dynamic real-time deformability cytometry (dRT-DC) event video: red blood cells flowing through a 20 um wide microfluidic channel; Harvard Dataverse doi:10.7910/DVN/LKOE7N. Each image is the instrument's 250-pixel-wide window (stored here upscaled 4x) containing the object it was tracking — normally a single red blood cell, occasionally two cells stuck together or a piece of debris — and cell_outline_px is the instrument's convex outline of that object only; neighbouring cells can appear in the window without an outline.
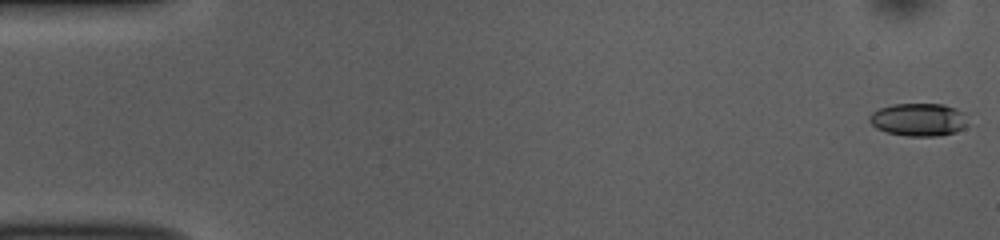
{"species": "common noctule bat (a hibernating species)", "species_latin": "Nyctalus noctula", "temperature_condition": "room temperature", "stored_images_in_passage": 53, "camera_frame_rate_fps": 3000, "um_per_image_px": 0.085, "animal": {"sex": "female", "body_mass_g": 10.0, "forearm_length_mm": 53.1}, "frame": {"image": 1, "passage_image": 1, "time_ms": 0.0, "image_size_px": [1000, 240], "cell_outline_px": [[968, 124], [964, 128], [956, 132], [940, 136], [908, 136], [888, 132], [876, 128], [868, 120], [868, 116], [872, 112], [880, 108], [892, 104], [944, 104], [956, 108], [960, 112]], "centroid_in_image_um": [78.06, 10.17], "position_along_channel_um": 6.9, "area_um2": 18.79}}
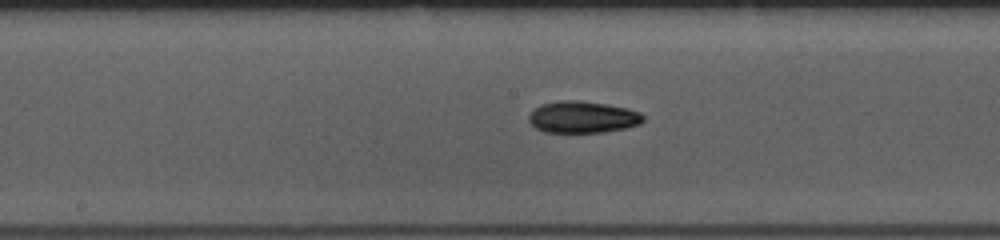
{"frame": {"image": 2, "passage_image": 27, "time_ms": 8.667, "image_size_px": [1000, 240], "cell_outline_px": [[644, 120], [640, 124], [628, 128], [604, 132], [544, 132], [536, 128], [528, 120], [528, 116], [540, 104], [560, 100], [580, 100], [628, 108], [640, 112], [644, 116]], "centroid_in_image_um": [49.55, 9.95], "position_along_channel_um": 198.7, "area_um2": 21.27}}
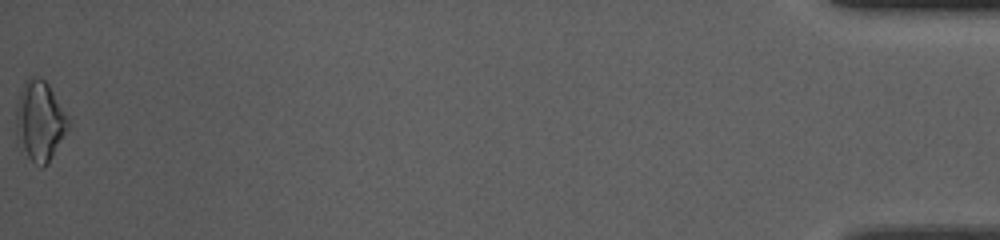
{"frame": {"image": 3, "passage_image": 53, "time_ms": 17.333, "image_size_px": [1000, 240], "cell_outline_px": [[68, 128], [48, 164], [44, 168], [40, 168], [20, 152], [16, 136], [16, 104], [20, 92], [28, 76], [40, 76], [48, 84], [68, 116]], "centroid_in_image_um": [3.35, 10.32], "position_along_channel_um": 431.9, "area_um2": 24.68}, "authors_computed_cell_mechanics": {"area_um2": 19.8254, "velocity_mm_per_s": 3.8239, "shape_relaxation_time_tau1_ms": 2.6871, "shape_relaxation_time_tau2_ms": null, "deformation_change_tau1": 0.1298, "deformation_change_tau2": null}}